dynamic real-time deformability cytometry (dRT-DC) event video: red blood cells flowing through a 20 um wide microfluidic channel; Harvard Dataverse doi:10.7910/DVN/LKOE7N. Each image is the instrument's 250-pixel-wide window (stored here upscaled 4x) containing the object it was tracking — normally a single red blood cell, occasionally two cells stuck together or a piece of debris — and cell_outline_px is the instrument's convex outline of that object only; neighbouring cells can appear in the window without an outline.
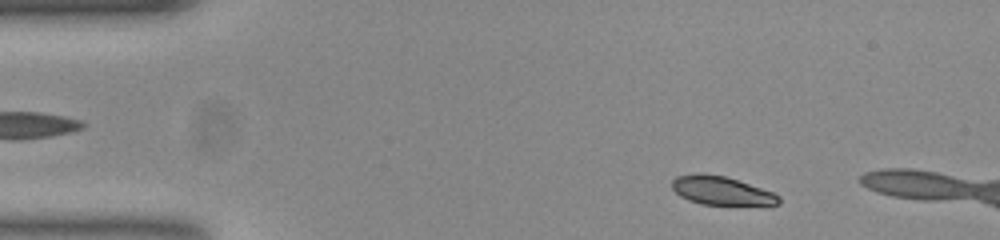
{"species": "common noctule bat (a hibernating species)", "species_latin": "Nyctalus noctula", "temperature_condition": "room temperature", "stored_images_in_passage": 9, "camera_frame_rate_fps": 3000, "um_per_image_px": 0.085, "animal": {"sex": "female", "body_mass_g": 23.0, "forearm_length_mm": 53.4}, "frame": {"image": 1, "passage_image": 4, "time_ms": 1.0, "image_size_px": [1000, 240], "cell_outline_px": [[780, 204], [768, 208], [704, 204], [680, 196], [672, 188], [672, 180], [676, 176], [724, 176], [772, 192], [780, 196]], "centroid_in_image_um": [61.5, 16.31], "position_along_channel_um": 23.5, "area_um2": 17.69}}